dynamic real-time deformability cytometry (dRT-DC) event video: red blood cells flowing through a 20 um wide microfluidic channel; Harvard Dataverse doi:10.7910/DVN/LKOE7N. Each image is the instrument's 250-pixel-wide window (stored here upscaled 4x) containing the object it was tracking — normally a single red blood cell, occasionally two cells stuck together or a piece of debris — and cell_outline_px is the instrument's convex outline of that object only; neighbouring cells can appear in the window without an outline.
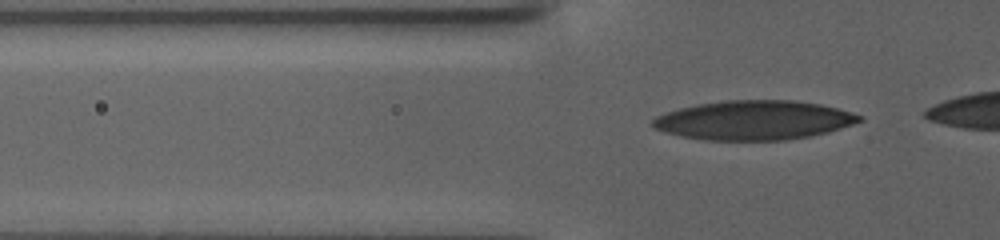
{"species": "human", "species_latin": "Homo sapiens", "temperature_condition": "warm", "stored_images_in_passage": 84, "camera_frame_rate_fps": 3000, "um_per_image_px": 0.085, "donor": {"sex": "female"}, "frame": {"image": 1, "passage_image": 5, "time_ms": 1.333, "image_size_px": [1000, 240], "cell_outline_px": [[864, 120], [828, 132], [808, 136], [784, 140], [704, 140], [680, 136], [664, 132], [652, 128], [648, 124], [656, 116], [664, 112], [696, 104], [724, 100], [792, 100], [820, 104], [852, 112], [864, 116]], "centroid_in_image_um": [64.03, 10.21], "position_along_channel_um": 61.8, "area_um2": 47.57}}
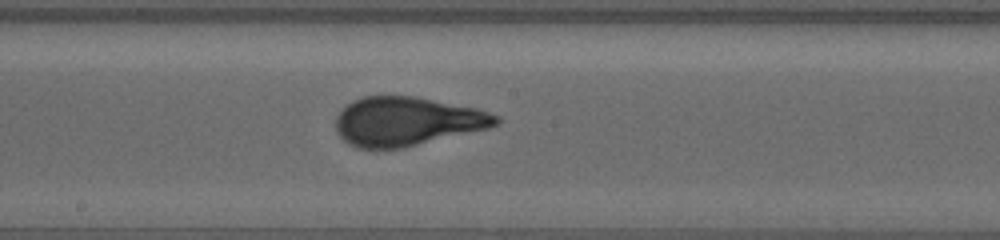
{"frame": {"image": 2, "passage_image": 38, "time_ms": 12.333, "image_size_px": [1000, 240], "cell_outline_px": [[500, 124], [488, 128], [404, 148], [356, 148], [348, 144], [336, 132], [336, 116], [352, 100], [364, 96], [416, 96], [476, 108], [500, 116]], "centroid_in_image_um": [34.59, 10.32], "position_along_channel_um": 213.6, "area_um2": 45.72}}
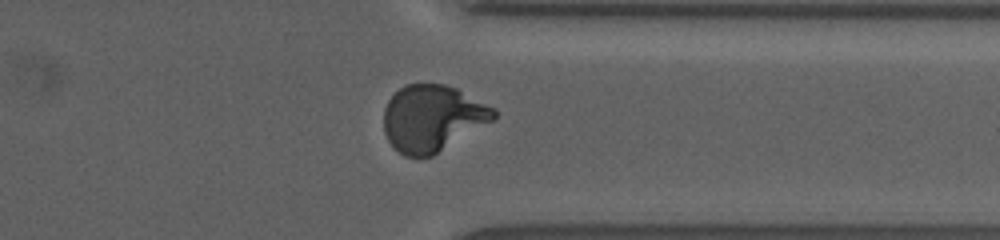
{"frame": {"image": 3, "passage_image": 71, "time_ms": 23.333, "image_size_px": [1000, 240], "cell_outline_px": [[496, 116], [492, 120], [432, 156], [404, 156], [388, 140], [384, 132], [384, 108], [388, 100], [404, 84], [444, 84], [456, 88], [496, 108]], "centroid_in_image_um": [36.74, 10.02], "position_along_channel_um": 374.7, "area_um2": 42.14}}